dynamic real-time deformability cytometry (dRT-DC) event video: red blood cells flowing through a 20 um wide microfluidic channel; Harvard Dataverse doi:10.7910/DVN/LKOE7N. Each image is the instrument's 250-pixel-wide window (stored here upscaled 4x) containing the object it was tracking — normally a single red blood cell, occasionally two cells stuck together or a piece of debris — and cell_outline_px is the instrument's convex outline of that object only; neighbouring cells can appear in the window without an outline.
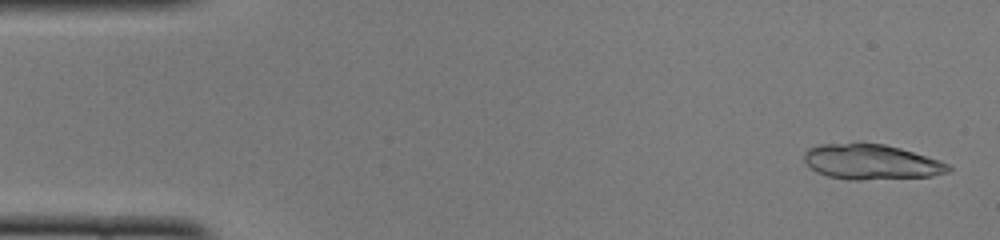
{"species": "common noctule bat (a hibernating species)", "species_latin": "Nyctalus noctula", "temperature_condition": "cold", "stored_images_in_passage": 14, "camera_frame_rate_fps": 3000, "um_per_image_px": 0.085, "animal": {"sex": "female", "body_mass_g": 22.0, "forearm_length_mm": 56.7}, "frame": {"image": 1, "passage_image": 2, "time_ms": 0.333, "image_size_px": [1000, 240], "cell_outline_px": [[952, 168], [948, 172], [932, 176], [860, 180], [848, 180], [828, 176], [816, 172], [804, 160], [804, 152], [808, 148], [820, 144], [884, 144], [900, 148], [940, 160], [952, 164]], "centroid_in_image_um": [74.08, 13.78], "position_along_channel_um": 10.9, "area_um2": 29.42}}